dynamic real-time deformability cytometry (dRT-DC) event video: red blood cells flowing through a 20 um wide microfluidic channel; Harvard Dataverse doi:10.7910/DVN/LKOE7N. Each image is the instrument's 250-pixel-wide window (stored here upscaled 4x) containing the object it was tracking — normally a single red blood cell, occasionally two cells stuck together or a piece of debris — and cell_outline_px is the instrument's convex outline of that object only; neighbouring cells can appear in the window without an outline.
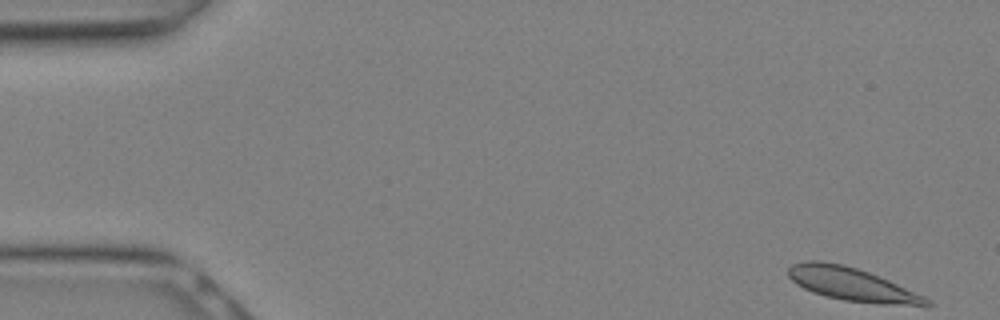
{"species": "Egyptian fruit bat (a non-hibernating species)", "species_latin": "Rousettus aegyptiacus", "temperature_condition": "warm", "stored_images_in_passage": 13, "camera_frame_rate_fps": 3000, "um_per_image_px": 0.085, "animal": {"sex": "female"}, "frame": {"image": 1, "passage_image": 1, "time_ms": 0.0, "image_size_px": [1000, 320], "cell_outline_px": [[932, 304], [880, 304], [844, 300], [812, 292], [796, 284], [788, 276], [788, 268], [792, 264], [808, 260], [820, 260], [844, 264], [868, 272], [888, 280], [924, 296]], "centroid_in_image_um": [72.3, 24.13], "position_along_channel_um": 12.7, "area_um2": 26.13}}
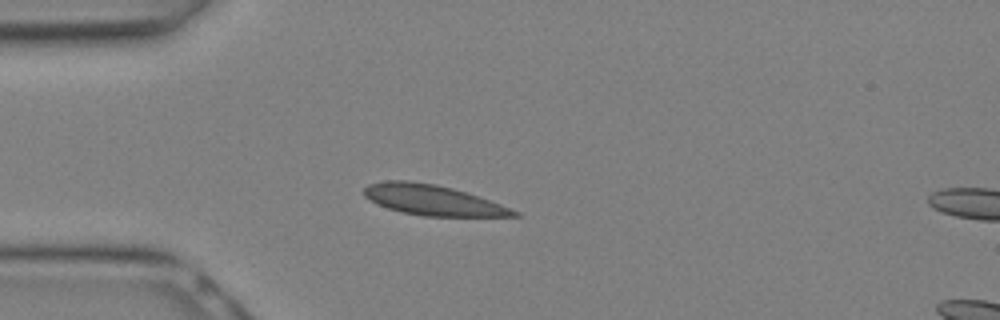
{"frame": {"image": 2, "passage_image": 7, "time_ms": 2.0, "image_size_px": [1000, 320], "cell_outline_px": [[520, 216], [424, 216], [400, 212], [376, 204], [364, 196], [364, 188], [368, 184], [384, 180], [408, 180], [436, 184], [452, 188], [500, 204], [520, 212]], "centroid_in_image_um": [36.72, 17.0], "position_along_channel_um": 48.3, "area_um2": 26.36}}
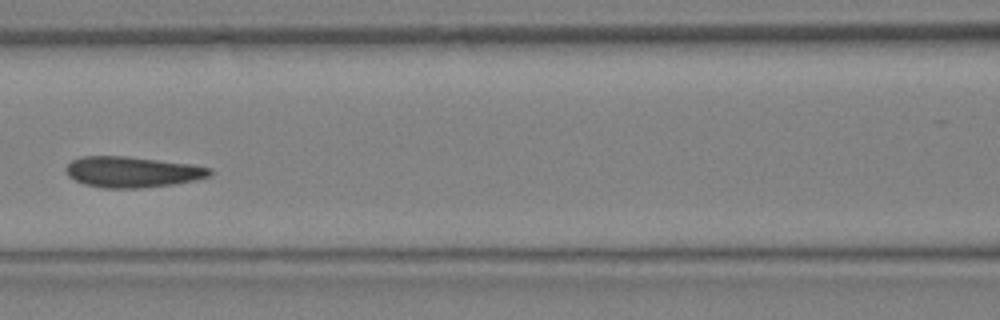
{"frame": {"image": 3, "passage_image": 12, "time_ms": 3.667, "image_size_px": [1000, 320], "cell_outline_px": [[212, 172], [208, 176], [196, 180], [172, 184], [140, 188], [104, 188], [84, 184], [68, 176], [68, 164], [72, 160], [80, 156], [128, 156], [192, 164], [212, 168]], "centroid_in_image_um": [11.26, 14.61], "position_along_channel_um": 155.3, "area_um2": 25.72}}